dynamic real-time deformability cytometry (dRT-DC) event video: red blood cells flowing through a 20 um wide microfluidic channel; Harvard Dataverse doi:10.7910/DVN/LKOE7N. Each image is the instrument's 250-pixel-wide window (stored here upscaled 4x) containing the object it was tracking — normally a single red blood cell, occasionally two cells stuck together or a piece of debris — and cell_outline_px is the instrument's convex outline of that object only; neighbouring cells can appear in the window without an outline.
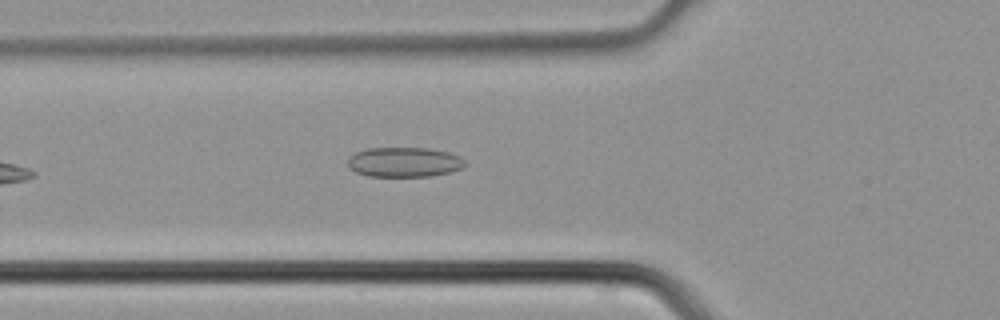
{"species": "common noctule bat (a hibernating species)", "species_latin": "Nyctalus noctula", "temperature_condition": "cold", "stored_images_in_passage": 4, "camera_frame_rate_fps": 3000, "um_per_image_px": 0.085, "animal": {"sex": "male", "body_mass_g": 21.5, "forearm_length_mm": 52.0}, "frame": {"image": 1, "passage_image": 4, "time_ms": 1.0, "image_size_px": [1000, 320], "cell_outline_px": [[464, 168], [432, 176], [368, 176], [356, 172], [348, 168], [348, 156], [356, 152], [368, 148], [428, 148], [448, 152], [460, 156], [464, 160]], "centroid_in_image_um": [34.34, 13.78], "position_along_channel_um": 91.5, "area_um2": 20.4}}